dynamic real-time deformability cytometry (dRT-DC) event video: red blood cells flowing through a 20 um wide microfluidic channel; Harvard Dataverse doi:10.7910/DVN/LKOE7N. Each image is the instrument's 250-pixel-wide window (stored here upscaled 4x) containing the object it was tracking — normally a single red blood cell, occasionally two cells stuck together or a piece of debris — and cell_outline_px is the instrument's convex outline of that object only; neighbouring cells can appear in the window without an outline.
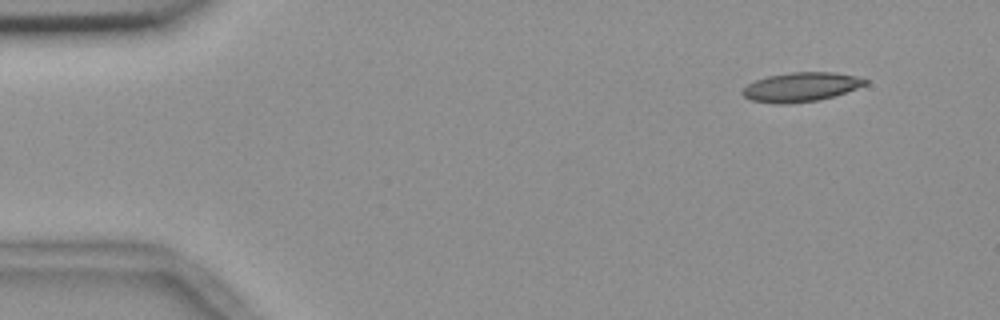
{"species": "common noctule bat (a hibernating species)", "species_latin": "Nyctalus noctula", "temperature_condition": "room temperature", "stored_images_in_passage": 52, "camera_frame_rate_fps": 3000, "um_per_image_px": 0.085, "animal": {"sex": "female", "body_mass_g": 18.4}, "frame": {"image": 1, "passage_image": 2, "time_ms": 0.333, "image_size_px": [1000, 320], "cell_outline_px": [[868, 84], [820, 100], [784, 104], [776, 104], [752, 100], [744, 96], [740, 92], [748, 84], [756, 80], [768, 76], [792, 72], [832, 72], [856, 76], [868, 80]], "centroid_in_image_um": [68.07, 7.39], "position_along_channel_um": 16.9, "area_um2": 20.69}}
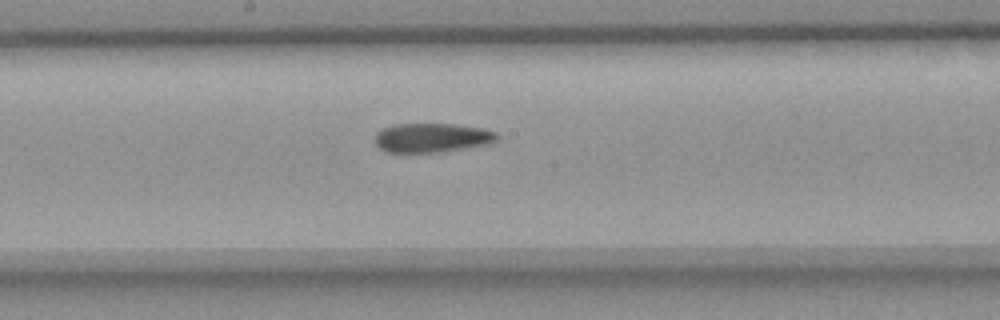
{"frame": {"image": 2, "passage_image": 26, "time_ms": 8.333, "image_size_px": [1000, 320], "cell_outline_px": [[500, 136], [496, 140], [488, 144], [440, 152], [388, 152], [380, 148], [376, 144], [376, 132], [392, 124], [452, 124], [480, 128], [496, 132]], "centroid_in_image_um": [36.71, 11.7], "position_along_channel_um": 211.5, "area_um2": 20.58}}
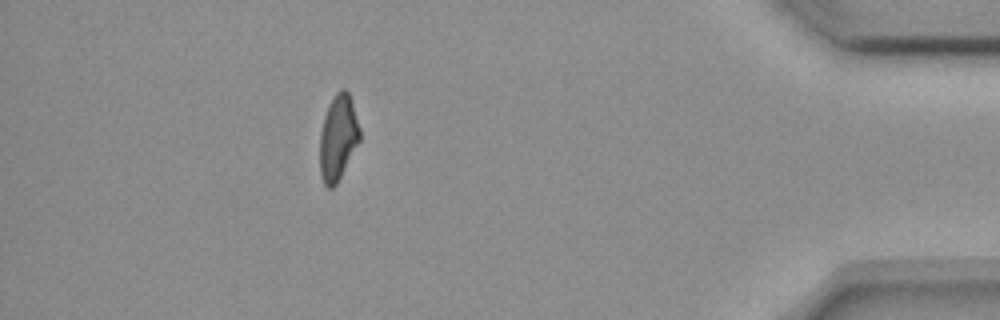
{"frame": {"image": 3, "passage_image": 46, "time_ms": 15.0, "image_size_px": [1000, 320], "cell_outline_px": [[360, 140], [336, 184], [332, 188], [328, 188], [324, 184], [320, 176], [320, 132], [324, 116], [328, 104], [336, 92], [340, 88], [344, 88], [348, 92], [360, 128]], "centroid_in_image_um": [28.72, 11.69], "position_along_channel_um": 406.5, "area_um2": 19.77}, "authors_computed_cell_mechanics": {"area_um2": 20.9525, "velocity_mm_per_s": 3.6873, "shape_relaxation_time_tau1_ms": 6.7068, "shape_relaxation_time_tau2_ms": 6.9212, "deformation_change_tau1": 0.1755, "deformation_change_tau2": 0.1751}}